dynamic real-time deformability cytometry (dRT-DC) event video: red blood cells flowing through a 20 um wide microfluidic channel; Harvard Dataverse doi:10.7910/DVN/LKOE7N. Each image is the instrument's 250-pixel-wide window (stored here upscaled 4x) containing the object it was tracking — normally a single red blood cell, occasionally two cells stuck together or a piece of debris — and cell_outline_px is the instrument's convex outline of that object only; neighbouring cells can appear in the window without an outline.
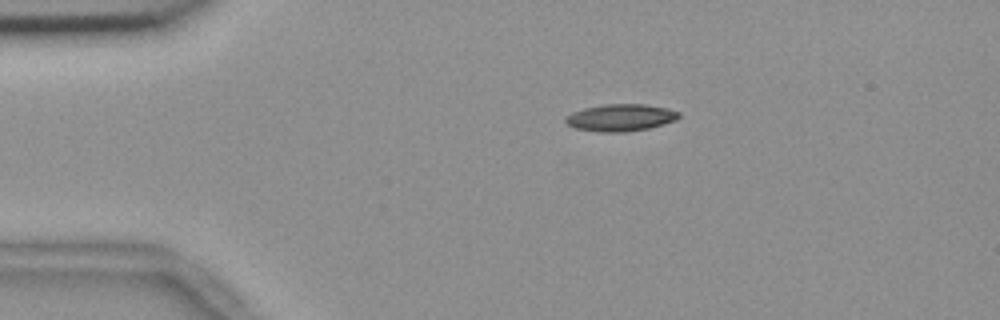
{"species": "common noctule bat (a hibernating species)", "species_latin": "Nyctalus noctula", "temperature_condition": "room temperature", "stored_images_in_passage": 45, "camera_frame_rate_fps": 3000, "um_per_image_px": 0.085, "animal": {"sex": "female", "body_mass_g": 18.4}, "frame": {"image": 1, "passage_image": 1, "time_ms": 0.0, "image_size_px": [1000, 320], "cell_outline_px": [[680, 116], [676, 120], [664, 124], [648, 128], [624, 132], [600, 132], [576, 128], [568, 124], [564, 120], [572, 112], [584, 108], [604, 104], [644, 104], [668, 108], [680, 112]], "centroid_in_image_um": [52.78, 9.99], "position_along_channel_um": 32.2, "area_um2": 17.8}}
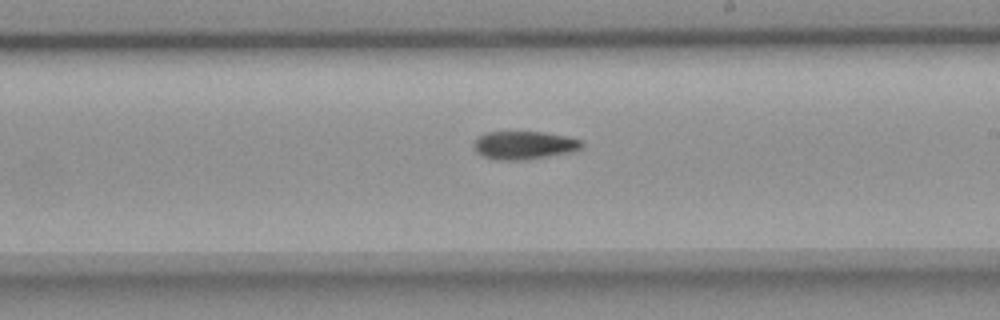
{"frame": {"image": 2, "passage_image": 22, "time_ms": 7.0, "image_size_px": [1000, 320], "cell_outline_px": [[584, 144], [580, 148], [572, 152], [528, 160], [496, 160], [484, 156], [476, 152], [472, 144], [480, 136], [488, 132], [544, 132], [568, 136], [580, 140]], "centroid_in_image_um": [44.57, 12.35], "position_along_channel_um": 244.4, "area_um2": 17.8}}
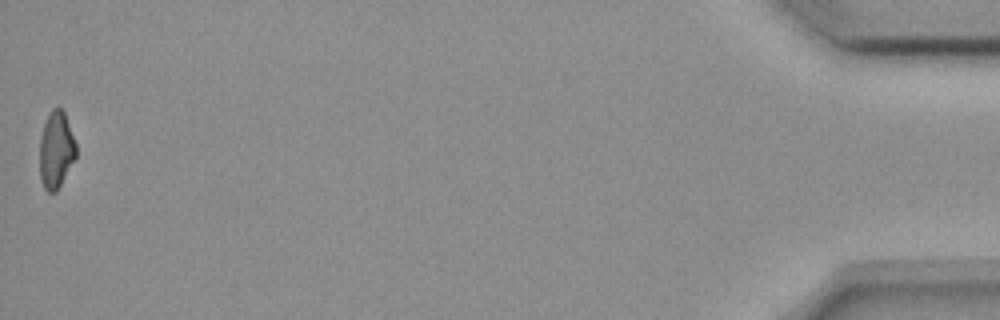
{"frame": {"image": 3, "passage_image": 45, "time_ms": 14.667, "image_size_px": [1000, 320], "cell_outline_px": [[76, 156], [56, 192], [48, 192], [44, 188], [40, 176], [40, 136], [44, 124], [52, 108], [56, 104], [64, 112], [76, 144]], "centroid_in_image_um": [4.76, 12.72], "position_along_channel_um": 430.4, "area_um2": 16.13}}